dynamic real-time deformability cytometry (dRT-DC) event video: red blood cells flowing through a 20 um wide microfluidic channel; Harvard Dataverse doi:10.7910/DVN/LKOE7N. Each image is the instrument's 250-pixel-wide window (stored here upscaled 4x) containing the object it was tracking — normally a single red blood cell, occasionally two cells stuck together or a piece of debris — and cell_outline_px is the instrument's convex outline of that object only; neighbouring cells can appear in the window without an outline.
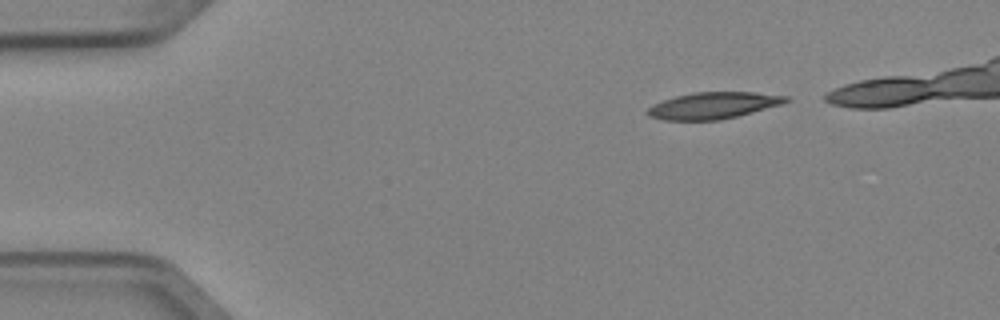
{"species": "Egyptian fruit bat (a non-hibernating species)", "species_latin": "Rousettus aegyptiacus", "temperature_condition": "cold", "stored_images_in_passage": 3, "camera_frame_rate_fps": 3000, "um_per_image_px": 0.085, "animal": {"sex": "female"}, "frame": {"image": 1, "passage_image": 1, "time_ms": 0.0, "image_size_px": [1000, 320], "cell_outline_px": [[792, 100], [780, 104], [736, 116], [720, 120], [664, 120], [648, 116], [644, 112], [652, 104], [676, 96], [692, 92], [756, 92], [788, 96]], "centroid_in_image_um": [60.59, 8.96], "position_along_channel_um": 24.4, "area_um2": 21.39}}